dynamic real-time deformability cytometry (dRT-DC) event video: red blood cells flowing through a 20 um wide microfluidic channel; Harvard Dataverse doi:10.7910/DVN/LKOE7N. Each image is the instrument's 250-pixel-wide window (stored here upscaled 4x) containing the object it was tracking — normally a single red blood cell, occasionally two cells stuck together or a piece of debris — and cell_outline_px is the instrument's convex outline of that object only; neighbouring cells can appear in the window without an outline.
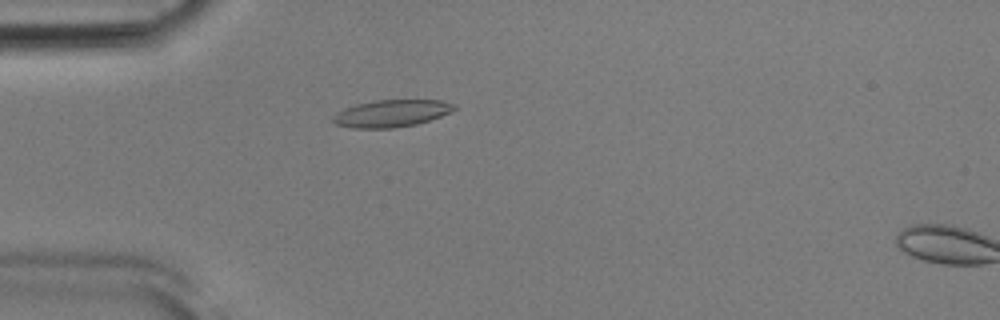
{"species": "Egyptian fruit bat (a non-hibernating species)", "species_latin": "Rousettus aegyptiacus", "temperature_condition": "room temperature", "stored_images_in_passage": 12, "camera_frame_rate_fps": 3000, "um_per_image_px": 0.085, "animal": {"sex": "male"}, "frame": {"image": 1, "passage_image": 10, "time_ms": 3.0, "image_size_px": [1000, 320], "cell_outline_px": [[456, 108], [440, 116], [416, 124], [392, 128], [352, 128], [336, 124], [332, 120], [332, 116], [336, 112], [344, 108], [356, 104], [376, 100], [444, 100], [456, 104]], "centroid_in_image_um": [33.24, 9.63], "position_along_channel_um": 51.8, "area_um2": 19.13}}